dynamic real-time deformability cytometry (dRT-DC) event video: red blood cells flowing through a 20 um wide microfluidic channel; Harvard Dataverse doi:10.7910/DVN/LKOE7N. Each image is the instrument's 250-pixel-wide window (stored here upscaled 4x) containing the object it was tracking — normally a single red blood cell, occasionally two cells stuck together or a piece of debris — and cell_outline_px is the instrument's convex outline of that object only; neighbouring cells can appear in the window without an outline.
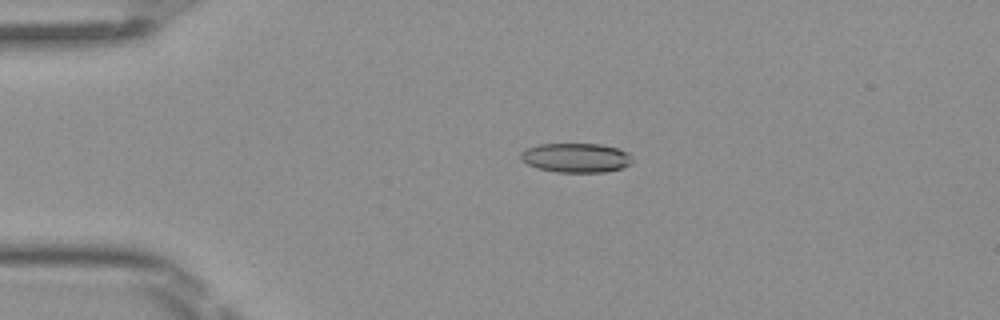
{"species": "Egyptian fruit bat (a non-hibernating species)", "species_latin": "Rousettus aegyptiacus", "temperature_condition": "room temperature", "stored_images_in_passage": 41, "camera_frame_rate_fps": 3000, "um_per_image_px": 0.085, "frame": {"image": 1, "passage_image": 2, "time_ms": 0.333, "image_size_px": [1000, 320], "cell_outline_px": [[632, 164], [620, 168], [604, 172], [556, 172], [536, 168], [520, 160], [520, 152], [524, 148], [536, 144], [600, 144], [616, 148], [628, 152], [632, 160]], "centroid_in_image_um": [48.9, 13.4], "position_along_channel_um": 36.1, "area_um2": 19.25}}
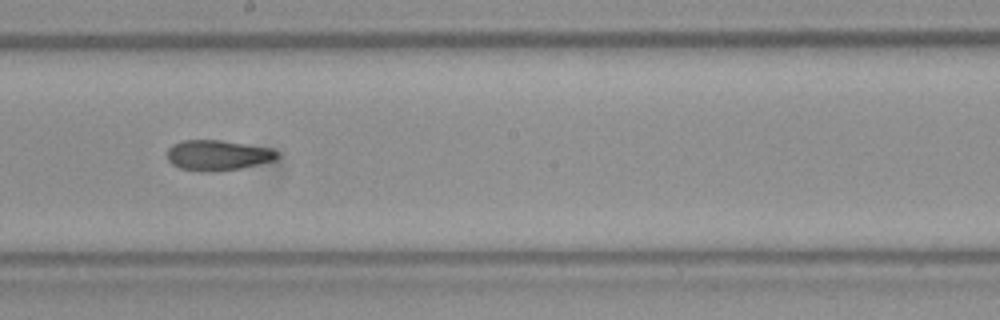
{"frame": {"image": 2, "passage_image": 19, "time_ms": 6.0, "image_size_px": [1000, 320], "cell_outline_px": [[276, 160], [240, 168], [212, 172], [180, 168], [172, 164], [168, 160], [168, 148], [172, 144], [184, 140], [220, 140], [272, 148], [276, 152]], "centroid_in_image_um": [18.49, 13.19], "position_along_channel_um": 229.7, "area_um2": 19.25}}
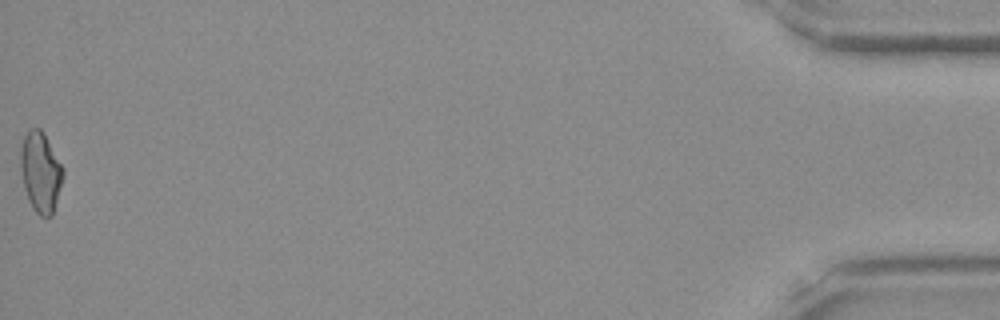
{"frame": {"image": 3, "passage_image": 41, "time_ms": 13.333, "image_size_px": [1000, 320], "cell_outline_px": [[64, 176], [52, 216], [40, 216], [32, 208], [28, 200], [24, 188], [20, 168], [20, 152], [24, 136], [32, 128], [40, 128], [64, 168]], "centroid_in_image_um": [3.45, 14.66], "position_along_channel_um": 431.8, "area_um2": 19.77}, "authors_computed_cell_mechanics": {"area_um2": 19.2474, "velocity_mm_per_s": 4.0903, "shape_relaxation_time_tau1_ms": null, "shape_relaxation_time_tau2_ms": 4.4776, "deformation_change_tau1": null, "deformation_change_tau2": 0.1247}}